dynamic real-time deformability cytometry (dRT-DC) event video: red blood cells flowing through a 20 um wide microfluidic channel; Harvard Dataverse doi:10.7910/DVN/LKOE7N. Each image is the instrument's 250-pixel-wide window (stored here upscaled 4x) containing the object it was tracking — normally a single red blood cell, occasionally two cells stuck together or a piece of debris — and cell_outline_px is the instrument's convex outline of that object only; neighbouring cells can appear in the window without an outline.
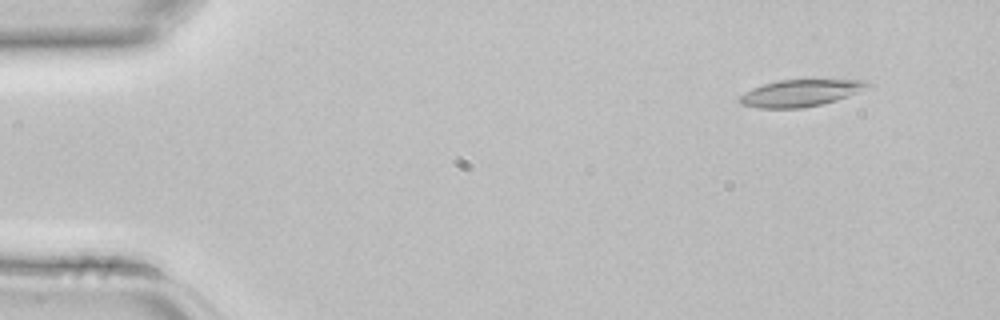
{"species": "common noctule bat (a hibernating species)", "species_latin": "Nyctalus noctula", "temperature_condition": "room temperature", "stored_images_in_passage": 2, "camera_frame_rate_fps": 3000, "um_per_image_px": 0.085, "animal": {"sex": "female", "body_mass_g": 22.7, "forearm_length_mm": 54.2}, "frame": {"image": 1, "passage_image": 1, "time_ms": 0.0, "image_size_px": [1000, 320], "cell_outline_px": [[872, 84], [856, 92], [836, 100], [804, 108], [756, 108], [740, 104], [740, 96], [752, 88], [764, 84], [780, 80], [868, 80]], "centroid_in_image_um": [68.0, 7.91], "position_along_channel_um": 17.0, "area_um2": 19.65}}